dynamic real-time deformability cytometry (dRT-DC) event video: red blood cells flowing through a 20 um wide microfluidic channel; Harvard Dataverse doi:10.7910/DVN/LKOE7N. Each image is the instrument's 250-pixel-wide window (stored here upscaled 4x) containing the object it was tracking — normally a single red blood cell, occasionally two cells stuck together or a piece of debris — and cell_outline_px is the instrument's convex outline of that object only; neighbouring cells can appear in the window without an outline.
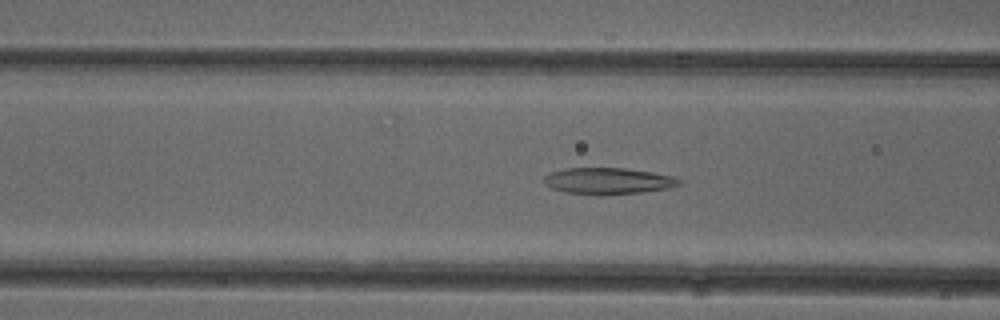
{"species": "common noctule bat (a hibernating species)", "species_latin": "Nyctalus noctula", "temperature_condition": "cold", "stored_images_in_passage": 52, "camera_frame_rate_fps": 3000, "um_per_image_px": 0.085, "animal": {"sex": "female"}, "frame": {"image": 1, "passage_image": 20, "time_ms": 6.333, "image_size_px": [1000, 320], "cell_outline_px": [[680, 184], [668, 188], [640, 192], [564, 192], [552, 188], [544, 184], [544, 176], [552, 172], [564, 168], [624, 168], [652, 172], [672, 176], [680, 180]], "centroid_in_image_um": [51.67, 15.33], "position_along_channel_um": 114.9, "area_um2": 19.77}}
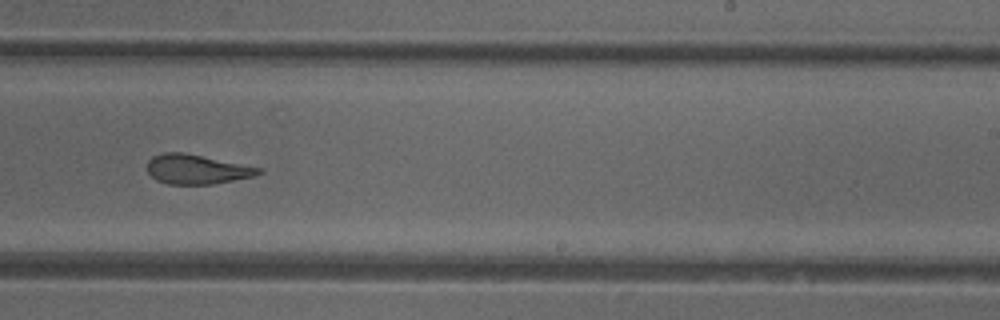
{"frame": {"image": 2, "passage_image": 32, "time_ms": 10.333, "image_size_px": [1000, 320], "cell_outline_px": [[264, 172], [252, 176], [212, 184], [168, 184], [156, 180], [148, 172], [148, 160], [152, 156], [164, 152], [184, 152], [264, 168]], "centroid_in_image_um": [16.73, 14.37], "position_along_channel_um": 272.3, "area_um2": 19.19}}
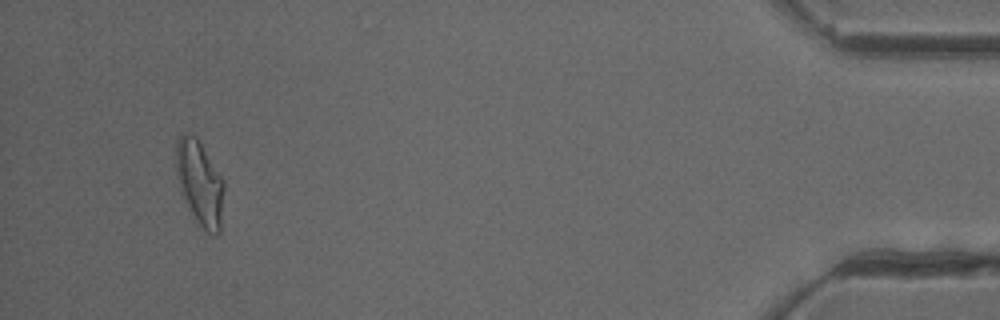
{"frame": {"image": 3, "passage_image": 49, "time_ms": 16.0, "image_size_px": [1000, 320], "cell_outline_px": [[224, 188], [220, 232], [216, 236], [212, 236], [196, 220], [180, 188], [176, 176], [176, 140], [180, 136], [196, 136], [224, 180]], "centroid_in_image_um": [17.0, 15.57], "position_along_channel_um": 418.2, "area_um2": 23.18}, "authors_computed_cell_mechanics": {"area_um2": 21.5594, "velocity_mm_per_s": 3.9391, "shape_relaxation_time_tau1_ms": 11.31, "shape_relaxation_time_tau2_ms": 2.5512, "deformation_change_tau1": 0.302, "deformation_change_tau2": 0.122}}